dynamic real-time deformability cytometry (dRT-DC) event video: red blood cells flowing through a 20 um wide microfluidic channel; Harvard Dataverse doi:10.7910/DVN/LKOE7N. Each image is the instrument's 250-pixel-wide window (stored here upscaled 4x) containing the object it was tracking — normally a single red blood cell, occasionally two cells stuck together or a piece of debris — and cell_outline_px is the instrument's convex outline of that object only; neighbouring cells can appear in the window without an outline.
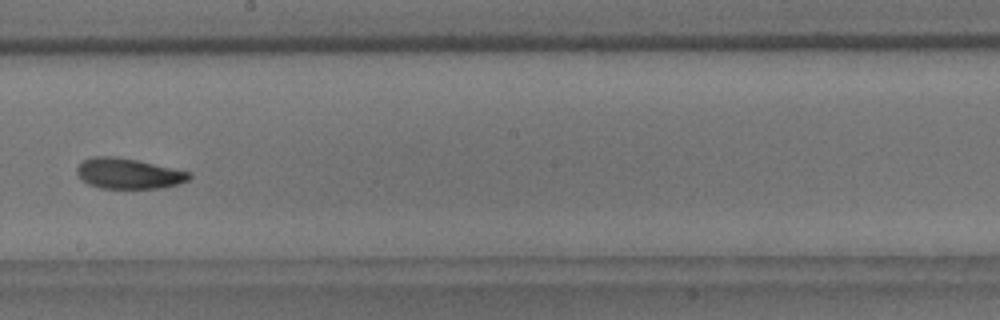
{"species": "common noctule bat (a hibernating species)", "species_latin": "Nyctalus noctula", "temperature_condition": "room temperature", "stored_images_in_passage": 8, "camera_frame_rate_fps": 3000, "um_per_image_px": 0.085, "animal": {"sex": "male", "body_mass_g": 18.8}, "frame": {"image": 1, "passage_image": 8, "time_ms": 9.0, "image_size_px": [1000, 320], "cell_outline_px": [[192, 176], [188, 180], [180, 184], [160, 188], [100, 188], [88, 184], [80, 180], [76, 172], [76, 168], [84, 160], [92, 156], [116, 156], [140, 160], [192, 172]], "centroid_in_image_um": [10.93, 14.74], "position_along_channel_um": 237.3, "area_um2": 20.35}}